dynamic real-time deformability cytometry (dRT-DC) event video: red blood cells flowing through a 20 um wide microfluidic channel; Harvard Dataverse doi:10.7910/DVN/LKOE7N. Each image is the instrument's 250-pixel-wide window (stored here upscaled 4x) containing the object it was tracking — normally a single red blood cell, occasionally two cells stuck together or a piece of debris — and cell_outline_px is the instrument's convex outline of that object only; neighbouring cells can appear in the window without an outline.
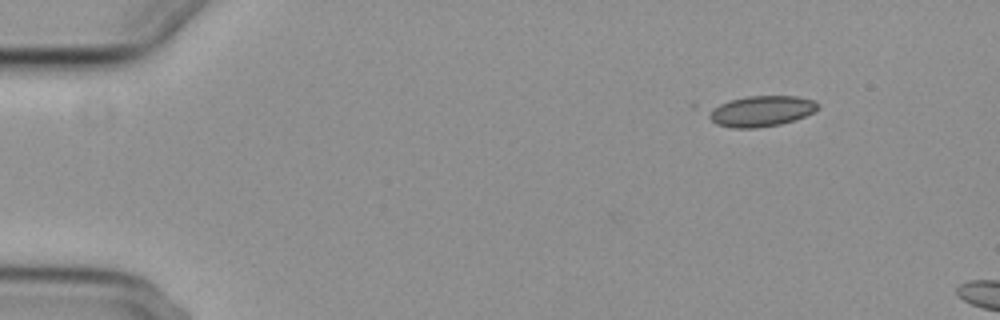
{"species": "common noctule bat (a hibernating species)", "species_latin": "Nyctalus noctula", "temperature_condition": "cold", "stored_images_in_passage": 2, "camera_frame_rate_fps": 3000, "um_per_image_px": 0.085, "animal": {"sex": "female", "body_mass_g": 29.2, "forearm_length_mm": 56.3}, "frame": {"image": 1, "passage_image": 2, "time_ms": 0.333, "image_size_px": [1000, 320], "cell_outline_px": [[820, 104], [812, 112], [804, 116], [780, 124], [756, 128], [732, 128], [716, 124], [692, 108], [692, 104], [748, 96], [796, 96], [812, 100]], "centroid_in_image_um": [64.23, 9.41], "position_along_channel_um": 20.8, "area_um2": 21.39}}